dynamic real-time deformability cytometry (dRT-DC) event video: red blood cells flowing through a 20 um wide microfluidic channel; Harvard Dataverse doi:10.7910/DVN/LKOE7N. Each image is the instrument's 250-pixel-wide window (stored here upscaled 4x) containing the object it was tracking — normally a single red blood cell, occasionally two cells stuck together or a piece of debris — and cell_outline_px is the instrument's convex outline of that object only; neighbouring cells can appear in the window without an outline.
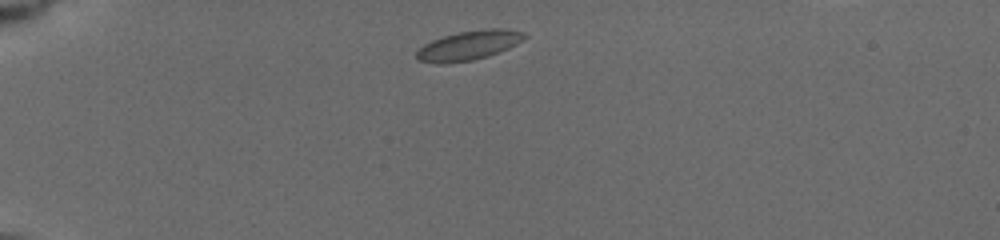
{"species": "common noctule bat (a hibernating species)", "species_latin": "Nyctalus noctula", "temperature_condition": "cold", "stored_images_in_passage": 10, "camera_frame_rate_fps": 3000, "um_per_image_px": 0.085, "animal": {"sex": "female", "body_mass_g": 19.5, "forearm_length_mm": 54.1}, "frame": {"image": 1, "passage_image": 1, "time_ms": 0.0, "image_size_px": [1000, 240], "cell_outline_px": [[528, 36], [516, 44], [508, 48], [488, 56], [472, 60], [440, 64], [436, 64], [420, 60], [416, 56], [416, 52], [424, 44], [432, 40], [444, 36], [460, 32], [492, 28], [504, 28], [524, 32]], "centroid_in_image_um": [39.86, 3.85], "position_along_channel_um": 45.1, "area_um2": 18.26}}
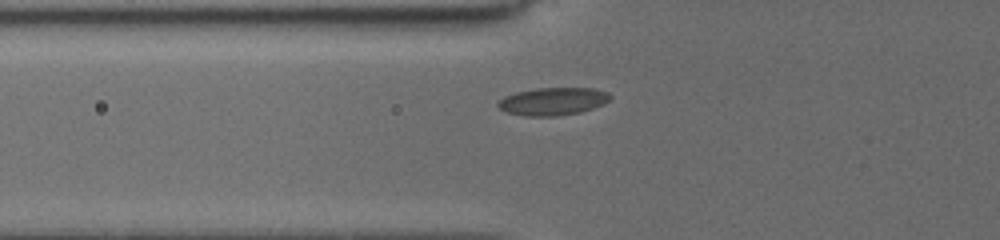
{"frame": {"image": 2, "passage_image": 7, "time_ms": 2.0, "image_size_px": [1000, 240], "cell_outline_px": [[612, 96], [604, 104], [580, 112], [556, 116], [528, 116], [508, 112], [500, 108], [496, 104], [504, 96], [516, 92], [536, 88], [592, 88], [608, 92]], "centroid_in_image_um": [47.01, 8.61], "position_along_channel_um": 78.8, "area_um2": 17.98}}
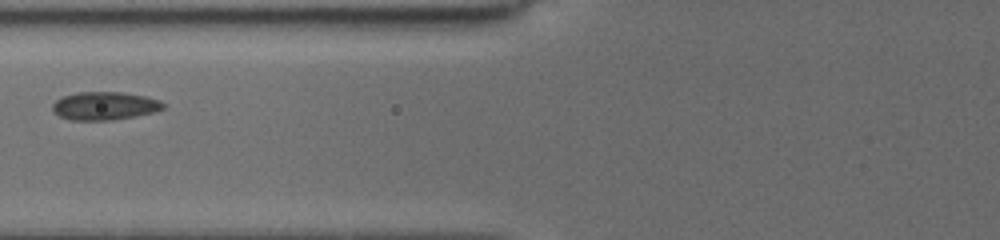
{"frame": {"image": 3, "passage_image": 9, "time_ms": 3.0, "image_size_px": [1000, 240], "cell_outline_px": [[164, 108], [152, 112], [136, 116], [112, 120], [68, 120], [60, 116], [52, 108], [52, 104], [56, 100], [64, 96], [76, 92], [120, 92], [144, 96], [160, 100], [164, 104]], "centroid_in_image_um": [8.88, 9.0], "position_along_channel_um": 116.9, "area_um2": 18.03}}